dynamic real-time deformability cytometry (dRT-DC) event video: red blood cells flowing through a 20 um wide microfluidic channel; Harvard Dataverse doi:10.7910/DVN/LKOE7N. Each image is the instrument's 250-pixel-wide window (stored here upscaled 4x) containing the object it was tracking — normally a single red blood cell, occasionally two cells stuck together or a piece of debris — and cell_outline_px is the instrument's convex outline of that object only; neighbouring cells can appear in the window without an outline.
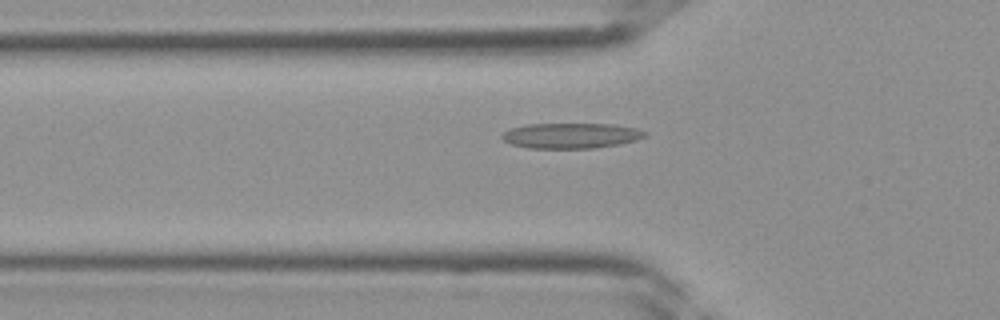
{"species": "Egyptian fruit bat (a non-hibernating species)", "species_latin": "Rousettus aegyptiacus", "temperature_condition": "room temperature", "stored_images_in_passage": 39, "camera_frame_rate_fps": 3000, "um_per_image_px": 0.085, "frame": {"image": 1, "passage_image": 13, "time_ms": 4.0, "image_size_px": [1000, 320], "cell_outline_px": [[648, 136], [636, 140], [620, 144], [596, 148], [528, 148], [512, 144], [504, 140], [500, 136], [504, 132], [512, 128], [528, 124], [612, 124], [636, 128], [648, 132]], "centroid_in_image_um": [48.59, 11.53], "position_along_channel_um": 77.2, "area_um2": 21.15}}
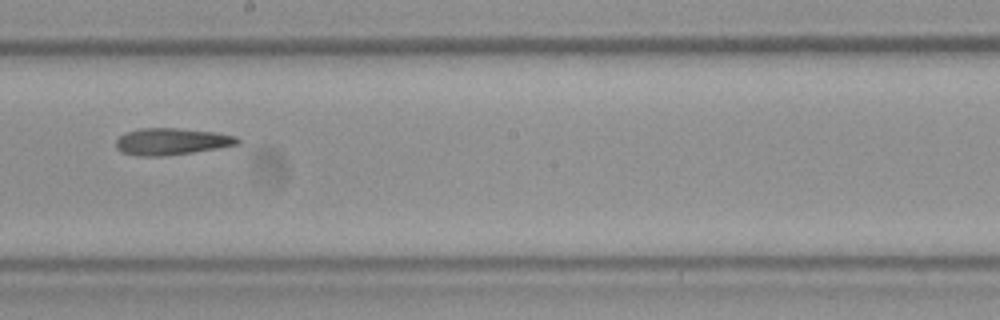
{"frame": {"image": 2, "passage_image": 22, "time_ms": 7.0, "image_size_px": [1000, 320], "cell_outline_px": [[240, 144], [192, 152], [164, 156], [136, 156], [120, 152], [116, 148], [116, 140], [120, 136], [128, 132], [140, 128], [176, 128], [212, 132], [236, 136], [240, 140]], "centroid_in_image_um": [14.55, 12.04], "position_along_channel_um": 233.7, "area_um2": 18.84}}
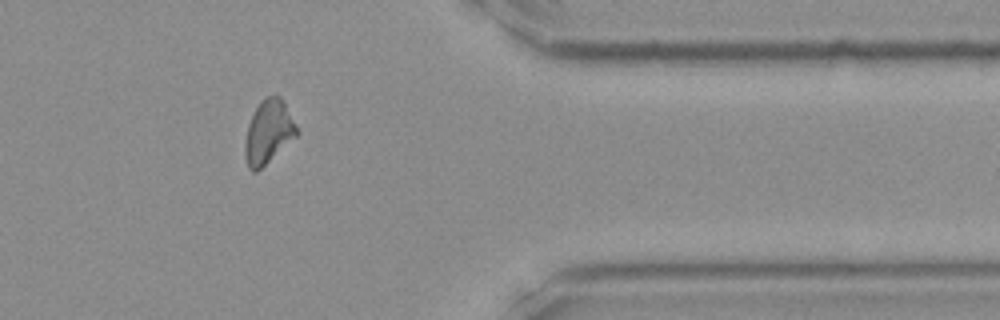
{"frame": {"image": 3, "passage_image": 32, "time_ms": 10.333, "image_size_px": [1000, 320], "cell_outline_px": [[300, 132], [296, 136], [256, 172], [252, 172], [248, 168], [244, 156], [244, 144], [248, 124], [260, 100], [264, 96], [280, 96], [284, 100]], "centroid_in_image_um": [22.81, 11.2], "position_along_channel_um": 388.6, "area_um2": 19.19}}